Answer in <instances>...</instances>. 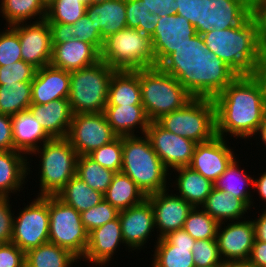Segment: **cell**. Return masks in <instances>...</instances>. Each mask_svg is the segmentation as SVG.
Instances as JSON below:
<instances>
[{
	"instance_id": "6da1fadb",
	"label": "cell",
	"mask_w": 266,
	"mask_h": 267,
	"mask_svg": "<svg viewBox=\"0 0 266 267\" xmlns=\"http://www.w3.org/2000/svg\"><path fill=\"white\" fill-rule=\"evenodd\" d=\"M159 67L173 76L193 98L214 99L237 76L213 52L202 35L186 39Z\"/></svg>"
},
{
	"instance_id": "7a4b0ae2",
	"label": "cell",
	"mask_w": 266,
	"mask_h": 267,
	"mask_svg": "<svg viewBox=\"0 0 266 267\" xmlns=\"http://www.w3.org/2000/svg\"><path fill=\"white\" fill-rule=\"evenodd\" d=\"M216 135L248 140L266 116V87L258 76L236 77L214 99Z\"/></svg>"
},
{
	"instance_id": "3957f363",
	"label": "cell",
	"mask_w": 266,
	"mask_h": 267,
	"mask_svg": "<svg viewBox=\"0 0 266 267\" xmlns=\"http://www.w3.org/2000/svg\"><path fill=\"white\" fill-rule=\"evenodd\" d=\"M206 49L223 60L239 76H258L265 54L256 36V26L249 16L241 25L202 34Z\"/></svg>"
},
{
	"instance_id": "277c9868",
	"label": "cell",
	"mask_w": 266,
	"mask_h": 267,
	"mask_svg": "<svg viewBox=\"0 0 266 267\" xmlns=\"http://www.w3.org/2000/svg\"><path fill=\"white\" fill-rule=\"evenodd\" d=\"M139 135L122 136L121 172L130 177L148 196L168 189V185L172 183L169 170L152 148L149 139L146 135Z\"/></svg>"
},
{
	"instance_id": "5b68a950",
	"label": "cell",
	"mask_w": 266,
	"mask_h": 267,
	"mask_svg": "<svg viewBox=\"0 0 266 267\" xmlns=\"http://www.w3.org/2000/svg\"><path fill=\"white\" fill-rule=\"evenodd\" d=\"M33 155L40 158L37 196H56L76 175L78 154L66 137L51 138L28 157Z\"/></svg>"
},
{
	"instance_id": "8992f818",
	"label": "cell",
	"mask_w": 266,
	"mask_h": 267,
	"mask_svg": "<svg viewBox=\"0 0 266 267\" xmlns=\"http://www.w3.org/2000/svg\"><path fill=\"white\" fill-rule=\"evenodd\" d=\"M142 105L150 121L182 108L193 97L159 66L139 70Z\"/></svg>"
},
{
	"instance_id": "52a82bcc",
	"label": "cell",
	"mask_w": 266,
	"mask_h": 267,
	"mask_svg": "<svg viewBox=\"0 0 266 267\" xmlns=\"http://www.w3.org/2000/svg\"><path fill=\"white\" fill-rule=\"evenodd\" d=\"M100 60L116 71L155 66L151 37L138 29L125 28L104 39Z\"/></svg>"
},
{
	"instance_id": "ba28073f",
	"label": "cell",
	"mask_w": 266,
	"mask_h": 267,
	"mask_svg": "<svg viewBox=\"0 0 266 267\" xmlns=\"http://www.w3.org/2000/svg\"><path fill=\"white\" fill-rule=\"evenodd\" d=\"M116 70L102 60L70 72L68 101L73 114L101 113L107 105L109 83Z\"/></svg>"
},
{
	"instance_id": "9c48e42d",
	"label": "cell",
	"mask_w": 266,
	"mask_h": 267,
	"mask_svg": "<svg viewBox=\"0 0 266 267\" xmlns=\"http://www.w3.org/2000/svg\"><path fill=\"white\" fill-rule=\"evenodd\" d=\"M156 122L165 130L203 143L216 136V108L213 99L192 98L182 108L162 115Z\"/></svg>"
},
{
	"instance_id": "30bf717a",
	"label": "cell",
	"mask_w": 266,
	"mask_h": 267,
	"mask_svg": "<svg viewBox=\"0 0 266 267\" xmlns=\"http://www.w3.org/2000/svg\"><path fill=\"white\" fill-rule=\"evenodd\" d=\"M49 242L67 249L80 261L88 244L80 213L57 196H49Z\"/></svg>"
},
{
	"instance_id": "8fae6325",
	"label": "cell",
	"mask_w": 266,
	"mask_h": 267,
	"mask_svg": "<svg viewBox=\"0 0 266 267\" xmlns=\"http://www.w3.org/2000/svg\"><path fill=\"white\" fill-rule=\"evenodd\" d=\"M13 219L11 243L25 253L49 242V196H35Z\"/></svg>"
},
{
	"instance_id": "7c38bea8",
	"label": "cell",
	"mask_w": 266,
	"mask_h": 267,
	"mask_svg": "<svg viewBox=\"0 0 266 267\" xmlns=\"http://www.w3.org/2000/svg\"><path fill=\"white\" fill-rule=\"evenodd\" d=\"M117 137L118 135L108 124L104 112H101L73 114L66 138L78 156H81L89 155Z\"/></svg>"
},
{
	"instance_id": "4fadbf2b",
	"label": "cell",
	"mask_w": 266,
	"mask_h": 267,
	"mask_svg": "<svg viewBox=\"0 0 266 267\" xmlns=\"http://www.w3.org/2000/svg\"><path fill=\"white\" fill-rule=\"evenodd\" d=\"M17 33L24 62L35 68L50 65L56 31L46 19L11 26Z\"/></svg>"
},
{
	"instance_id": "5bb4252c",
	"label": "cell",
	"mask_w": 266,
	"mask_h": 267,
	"mask_svg": "<svg viewBox=\"0 0 266 267\" xmlns=\"http://www.w3.org/2000/svg\"><path fill=\"white\" fill-rule=\"evenodd\" d=\"M249 219L250 217H247L242 220L219 223L216 240L223 263L247 262L255 241L254 224L252 218Z\"/></svg>"
},
{
	"instance_id": "9a60e30c",
	"label": "cell",
	"mask_w": 266,
	"mask_h": 267,
	"mask_svg": "<svg viewBox=\"0 0 266 267\" xmlns=\"http://www.w3.org/2000/svg\"><path fill=\"white\" fill-rule=\"evenodd\" d=\"M145 135L169 171L190 165L197 143L165 130L156 121L150 122Z\"/></svg>"
},
{
	"instance_id": "2e32d148",
	"label": "cell",
	"mask_w": 266,
	"mask_h": 267,
	"mask_svg": "<svg viewBox=\"0 0 266 267\" xmlns=\"http://www.w3.org/2000/svg\"><path fill=\"white\" fill-rule=\"evenodd\" d=\"M122 236L128 252L141 251L147 248L155 229L154 211L151 202L146 198L140 204L119 212ZM148 241V242H147Z\"/></svg>"
},
{
	"instance_id": "e0dca14e",
	"label": "cell",
	"mask_w": 266,
	"mask_h": 267,
	"mask_svg": "<svg viewBox=\"0 0 266 267\" xmlns=\"http://www.w3.org/2000/svg\"><path fill=\"white\" fill-rule=\"evenodd\" d=\"M197 34L195 27L180 15H165L158 20L151 36L155 66H159L182 43Z\"/></svg>"
},
{
	"instance_id": "ac0fdd59",
	"label": "cell",
	"mask_w": 266,
	"mask_h": 267,
	"mask_svg": "<svg viewBox=\"0 0 266 267\" xmlns=\"http://www.w3.org/2000/svg\"><path fill=\"white\" fill-rule=\"evenodd\" d=\"M227 140L228 137L216 135L207 142L196 144L189 167L215 183L236 157L234 147L231 149Z\"/></svg>"
},
{
	"instance_id": "d6986e66",
	"label": "cell",
	"mask_w": 266,
	"mask_h": 267,
	"mask_svg": "<svg viewBox=\"0 0 266 267\" xmlns=\"http://www.w3.org/2000/svg\"><path fill=\"white\" fill-rule=\"evenodd\" d=\"M169 189L171 188L147 196L154 211L157 240L169 232L183 229L187 215L193 208L185 199Z\"/></svg>"
},
{
	"instance_id": "ffe728a7",
	"label": "cell",
	"mask_w": 266,
	"mask_h": 267,
	"mask_svg": "<svg viewBox=\"0 0 266 267\" xmlns=\"http://www.w3.org/2000/svg\"><path fill=\"white\" fill-rule=\"evenodd\" d=\"M100 61V52L92 45L56 32L50 65L68 72L83 69Z\"/></svg>"
},
{
	"instance_id": "44dd1931",
	"label": "cell",
	"mask_w": 266,
	"mask_h": 267,
	"mask_svg": "<svg viewBox=\"0 0 266 267\" xmlns=\"http://www.w3.org/2000/svg\"><path fill=\"white\" fill-rule=\"evenodd\" d=\"M152 267H195L192 248L195 239L184 229L169 232L155 240Z\"/></svg>"
},
{
	"instance_id": "7402d4cb",
	"label": "cell",
	"mask_w": 266,
	"mask_h": 267,
	"mask_svg": "<svg viewBox=\"0 0 266 267\" xmlns=\"http://www.w3.org/2000/svg\"><path fill=\"white\" fill-rule=\"evenodd\" d=\"M250 16L243 0H202L201 35L241 25Z\"/></svg>"
},
{
	"instance_id": "603a6c76",
	"label": "cell",
	"mask_w": 266,
	"mask_h": 267,
	"mask_svg": "<svg viewBox=\"0 0 266 267\" xmlns=\"http://www.w3.org/2000/svg\"><path fill=\"white\" fill-rule=\"evenodd\" d=\"M124 244L119 216L88 233L86 252L81 259L96 267L109 266L113 255ZM99 265V266H98Z\"/></svg>"
},
{
	"instance_id": "cb8c5ba5",
	"label": "cell",
	"mask_w": 266,
	"mask_h": 267,
	"mask_svg": "<svg viewBox=\"0 0 266 267\" xmlns=\"http://www.w3.org/2000/svg\"><path fill=\"white\" fill-rule=\"evenodd\" d=\"M70 86V72L52 65L38 68L32 81L31 104L67 99Z\"/></svg>"
},
{
	"instance_id": "d4e9b609",
	"label": "cell",
	"mask_w": 266,
	"mask_h": 267,
	"mask_svg": "<svg viewBox=\"0 0 266 267\" xmlns=\"http://www.w3.org/2000/svg\"><path fill=\"white\" fill-rule=\"evenodd\" d=\"M28 160L25 154L16 150L0 151V197H11L12 193L24 189L28 175L33 172Z\"/></svg>"
},
{
	"instance_id": "484cf974",
	"label": "cell",
	"mask_w": 266,
	"mask_h": 267,
	"mask_svg": "<svg viewBox=\"0 0 266 267\" xmlns=\"http://www.w3.org/2000/svg\"><path fill=\"white\" fill-rule=\"evenodd\" d=\"M29 110L51 138L67 137L73 116L68 99L31 104Z\"/></svg>"
},
{
	"instance_id": "4316f807",
	"label": "cell",
	"mask_w": 266,
	"mask_h": 267,
	"mask_svg": "<svg viewBox=\"0 0 266 267\" xmlns=\"http://www.w3.org/2000/svg\"><path fill=\"white\" fill-rule=\"evenodd\" d=\"M11 123L14 150L27 157L51 139L30 110L12 115Z\"/></svg>"
},
{
	"instance_id": "83f0119b",
	"label": "cell",
	"mask_w": 266,
	"mask_h": 267,
	"mask_svg": "<svg viewBox=\"0 0 266 267\" xmlns=\"http://www.w3.org/2000/svg\"><path fill=\"white\" fill-rule=\"evenodd\" d=\"M173 172H175V180L171 179ZM170 181L173 184L169 187L174 186L175 194L185 199L192 207H201L214 187L213 182L189 166L171 170Z\"/></svg>"
},
{
	"instance_id": "f1b7e54d",
	"label": "cell",
	"mask_w": 266,
	"mask_h": 267,
	"mask_svg": "<svg viewBox=\"0 0 266 267\" xmlns=\"http://www.w3.org/2000/svg\"><path fill=\"white\" fill-rule=\"evenodd\" d=\"M104 114L118 136H137V133L145 135L151 122L143 105L106 106Z\"/></svg>"
},
{
	"instance_id": "f546056e",
	"label": "cell",
	"mask_w": 266,
	"mask_h": 267,
	"mask_svg": "<svg viewBox=\"0 0 266 267\" xmlns=\"http://www.w3.org/2000/svg\"><path fill=\"white\" fill-rule=\"evenodd\" d=\"M86 15L94 23L103 40L127 28L126 0H108L87 5Z\"/></svg>"
},
{
	"instance_id": "4dcf8cb0",
	"label": "cell",
	"mask_w": 266,
	"mask_h": 267,
	"mask_svg": "<svg viewBox=\"0 0 266 267\" xmlns=\"http://www.w3.org/2000/svg\"><path fill=\"white\" fill-rule=\"evenodd\" d=\"M201 208L218 223L245 219L249 216L244 214H248V210H251L243 199L236 198L233 194L216 187L212 188Z\"/></svg>"
},
{
	"instance_id": "1f68e13d",
	"label": "cell",
	"mask_w": 266,
	"mask_h": 267,
	"mask_svg": "<svg viewBox=\"0 0 266 267\" xmlns=\"http://www.w3.org/2000/svg\"><path fill=\"white\" fill-rule=\"evenodd\" d=\"M142 105L139 70L115 71L111 77L106 106Z\"/></svg>"
},
{
	"instance_id": "d6a6232c",
	"label": "cell",
	"mask_w": 266,
	"mask_h": 267,
	"mask_svg": "<svg viewBox=\"0 0 266 267\" xmlns=\"http://www.w3.org/2000/svg\"><path fill=\"white\" fill-rule=\"evenodd\" d=\"M147 196L126 174L116 172L104 193V199L119 211L140 204Z\"/></svg>"
},
{
	"instance_id": "836d02e7",
	"label": "cell",
	"mask_w": 266,
	"mask_h": 267,
	"mask_svg": "<svg viewBox=\"0 0 266 267\" xmlns=\"http://www.w3.org/2000/svg\"><path fill=\"white\" fill-rule=\"evenodd\" d=\"M239 158L235 157L227 166L225 172L216 180L214 187L226 193L233 194L236 198L243 199L251 208L254 206L252 191L248 186H253L252 175L241 169ZM247 186V187H246Z\"/></svg>"
},
{
	"instance_id": "e575fe53",
	"label": "cell",
	"mask_w": 266,
	"mask_h": 267,
	"mask_svg": "<svg viewBox=\"0 0 266 267\" xmlns=\"http://www.w3.org/2000/svg\"><path fill=\"white\" fill-rule=\"evenodd\" d=\"M0 3V15L5 18L6 26L46 19L47 4L44 0H1Z\"/></svg>"
},
{
	"instance_id": "d590c367",
	"label": "cell",
	"mask_w": 266,
	"mask_h": 267,
	"mask_svg": "<svg viewBox=\"0 0 266 267\" xmlns=\"http://www.w3.org/2000/svg\"><path fill=\"white\" fill-rule=\"evenodd\" d=\"M56 196L79 213L96 206L104 199L102 192L90 188L76 175L65 184Z\"/></svg>"
},
{
	"instance_id": "8d00e7d4",
	"label": "cell",
	"mask_w": 266,
	"mask_h": 267,
	"mask_svg": "<svg viewBox=\"0 0 266 267\" xmlns=\"http://www.w3.org/2000/svg\"><path fill=\"white\" fill-rule=\"evenodd\" d=\"M79 259L70 251L47 242L25 253V262L30 267H73Z\"/></svg>"
},
{
	"instance_id": "74e56055",
	"label": "cell",
	"mask_w": 266,
	"mask_h": 267,
	"mask_svg": "<svg viewBox=\"0 0 266 267\" xmlns=\"http://www.w3.org/2000/svg\"><path fill=\"white\" fill-rule=\"evenodd\" d=\"M87 5L83 0H50L46 20L56 32H60L79 20L86 13Z\"/></svg>"
},
{
	"instance_id": "f35d334b",
	"label": "cell",
	"mask_w": 266,
	"mask_h": 267,
	"mask_svg": "<svg viewBox=\"0 0 266 267\" xmlns=\"http://www.w3.org/2000/svg\"><path fill=\"white\" fill-rule=\"evenodd\" d=\"M32 82H15L0 85V113L14 115L29 110Z\"/></svg>"
},
{
	"instance_id": "ab89813d",
	"label": "cell",
	"mask_w": 266,
	"mask_h": 267,
	"mask_svg": "<svg viewBox=\"0 0 266 267\" xmlns=\"http://www.w3.org/2000/svg\"><path fill=\"white\" fill-rule=\"evenodd\" d=\"M115 173L113 170L99 165L89 155H81L77 158L76 176L90 188L103 194L107 191Z\"/></svg>"
},
{
	"instance_id": "60d3db41",
	"label": "cell",
	"mask_w": 266,
	"mask_h": 267,
	"mask_svg": "<svg viewBox=\"0 0 266 267\" xmlns=\"http://www.w3.org/2000/svg\"><path fill=\"white\" fill-rule=\"evenodd\" d=\"M160 17L146 8L142 0H126L127 28L138 29L143 34L152 36Z\"/></svg>"
},
{
	"instance_id": "b9f144b4",
	"label": "cell",
	"mask_w": 266,
	"mask_h": 267,
	"mask_svg": "<svg viewBox=\"0 0 266 267\" xmlns=\"http://www.w3.org/2000/svg\"><path fill=\"white\" fill-rule=\"evenodd\" d=\"M219 223L201 207H193L183 229L195 240L216 239Z\"/></svg>"
},
{
	"instance_id": "7bdbcfd3",
	"label": "cell",
	"mask_w": 266,
	"mask_h": 267,
	"mask_svg": "<svg viewBox=\"0 0 266 267\" xmlns=\"http://www.w3.org/2000/svg\"><path fill=\"white\" fill-rule=\"evenodd\" d=\"M60 32L67 38H76L92 44L99 52L102 49L104 40L86 13L74 24L67 25Z\"/></svg>"
},
{
	"instance_id": "ee69618b",
	"label": "cell",
	"mask_w": 266,
	"mask_h": 267,
	"mask_svg": "<svg viewBox=\"0 0 266 267\" xmlns=\"http://www.w3.org/2000/svg\"><path fill=\"white\" fill-rule=\"evenodd\" d=\"M122 155V136H118L112 142L97 148L89 154L99 165L114 172H121Z\"/></svg>"
},
{
	"instance_id": "f6af8a7d",
	"label": "cell",
	"mask_w": 266,
	"mask_h": 267,
	"mask_svg": "<svg viewBox=\"0 0 266 267\" xmlns=\"http://www.w3.org/2000/svg\"><path fill=\"white\" fill-rule=\"evenodd\" d=\"M119 210L113 207L105 199L96 206L91 207L80 213L82 224L87 232L101 227L107 222L116 219L119 216Z\"/></svg>"
},
{
	"instance_id": "bcb514c9",
	"label": "cell",
	"mask_w": 266,
	"mask_h": 267,
	"mask_svg": "<svg viewBox=\"0 0 266 267\" xmlns=\"http://www.w3.org/2000/svg\"><path fill=\"white\" fill-rule=\"evenodd\" d=\"M192 254L195 267H221L223 264L216 239L196 240Z\"/></svg>"
},
{
	"instance_id": "7dc6e473",
	"label": "cell",
	"mask_w": 266,
	"mask_h": 267,
	"mask_svg": "<svg viewBox=\"0 0 266 267\" xmlns=\"http://www.w3.org/2000/svg\"><path fill=\"white\" fill-rule=\"evenodd\" d=\"M22 60L18 33L11 27L0 31V67Z\"/></svg>"
},
{
	"instance_id": "c3c4849f",
	"label": "cell",
	"mask_w": 266,
	"mask_h": 267,
	"mask_svg": "<svg viewBox=\"0 0 266 267\" xmlns=\"http://www.w3.org/2000/svg\"><path fill=\"white\" fill-rule=\"evenodd\" d=\"M37 68L32 64L17 61L13 64L0 67V85L17 82H32Z\"/></svg>"
},
{
	"instance_id": "681fc988",
	"label": "cell",
	"mask_w": 266,
	"mask_h": 267,
	"mask_svg": "<svg viewBox=\"0 0 266 267\" xmlns=\"http://www.w3.org/2000/svg\"><path fill=\"white\" fill-rule=\"evenodd\" d=\"M176 14L185 17L201 35L202 0H175Z\"/></svg>"
},
{
	"instance_id": "f907efd6",
	"label": "cell",
	"mask_w": 266,
	"mask_h": 267,
	"mask_svg": "<svg viewBox=\"0 0 266 267\" xmlns=\"http://www.w3.org/2000/svg\"><path fill=\"white\" fill-rule=\"evenodd\" d=\"M10 197H0V240L10 243L13 236L14 212Z\"/></svg>"
},
{
	"instance_id": "816d5d0a",
	"label": "cell",
	"mask_w": 266,
	"mask_h": 267,
	"mask_svg": "<svg viewBox=\"0 0 266 267\" xmlns=\"http://www.w3.org/2000/svg\"><path fill=\"white\" fill-rule=\"evenodd\" d=\"M250 17L256 26L257 42L266 55V4L259 2L250 7Z\"/></svg>"
},
{
	"instance_id": "f5cc1de1",
	"label": "cell",
	"mask_w": 266,
	"mask_h": 267,
	"mask_svg": "<svg viewBox=\"0 0 266 267\" xmlns=\"http://www.w3.org/2000/svg\"><path fill=\"white\" fill-rule=\"evenodd\" d=\"M25 252L13 243H4L0 248V267H23Z\"/></svg>"
},
{
	"instance_id": "db71d44e",
	"label": "cell",
	"mask_w": 266,
	"mask_h": 267,
	"mask_svg": "<svg viewBox=\"0 0 266 267\" xmlns=\"http://www.w3.org/2000/svg\"><path fill=\"white\" fill-rule=\"evenodd\" d=\"M14 150L11 116L0 113V151Z\"/></svg>"
},
{
	"instance_id": "11a10c76",
	"label": "cell",
	"mask_w": 266,
	"mask_h": 267,
	"mask_svg": "<svg viewBox=\"0 0 266 267\" xmlns=\"http://www.w3.org/2000/svg\"><path fill=\"white\" fill-rule=\"evenodd\" d=\"M147 9L159 17L176 14L175 0H142Z\"/></svg>"
},
{
	"instance_id": "9f6ffc18",
	"label": "cell",
	"mask_w": 266,
	"mask_h": 267,
	"mask_svg": "<svg viewBox=\"0 0 266 267\" xmlns=\"http://www.w3.org/2000/svg\"><path fill=\"white\" fill-rule=\"evenodd\" d=\"M250 267H266V243L255 240L246 262Z\"/></svg>"
},
{
	"instance_id": "6f0895ef",
	"label": "cell",
	"mask_w": 266,
	"mask_h": 267,
	"mask_svg": "<svg viewBox=\"0 0 266 267\" xmlns=\"http://www.w3.org/2000/svg\"><path fill=\"white\" fill-rule=\"evenodd\" d=\"M262 213H259L258 217L252 219L255 229V240H259L266 243V210L261 209Z\"/></svg>"
},
{
	"instance_id": "680465c9",
	"label": "cell",
	"mask_w": 266,
	"mask_h": 267,
	"mask_svg": "<svg viewBox=\"0 0 266 267\" xmlns=\"http://www.w3.org/2000/svg\"><path fill=\"white\" fill-rule=\"evenodd\" d=\"M260 174H261L260 177L253 178V186L251 187V190L255 188L253 192L257 191V193L259 194V199L264 201L266 204V171L263 172V174L262 173ZM265 207L266 205H263V208Z\"/></svg>"
},
{
	"instance_id": "91938a15",
	"label": "cell",
	"mask_w": 266,
	"mask_h": 267,
	"mask_svg": "<svg viewBox=\"0 0 266 267\" xmlns=\"http://www.w3.org/2000/svg\"><path fill=\"white\" fill-rule=\"evenodd\" d=\"M255 136L256 137H253V138L257 139V137H258L259 140L261 139V141H262L261 144L264 145V147L266 149V116L263 118V121L260 123L259 128H258L257 132L255 133Z\"/></svg>"
},
{
	"instance_id": "94428289",
	"label": "cell",
	"mask_w": 266,
	"mask_h": 267,
	"mask_svg": "<svg viewBox=\"0 0 266 267\" xmlns=\"http://www.w3.org/2000/svg\"><path fill=\"white\" fill-rule=\"evenodd\" d=\"M259 76L264 81V84H265V87H266V55L264 56L262 64L260 65Z\"/></svg>"
},
{
	"instance_id": "6125c7cd",
	"label": "cell",
	"mask_w": 266,
	"mask_h": 267,
	"mask_svg": "<svg viewBox=\"0 0 266 267\" xmlns=\"http://www.w3.org/2000/svg\"><path fill=\"white\" fill-rule=\"evenodd\" d=\"M221 267H250L247 263H223Z\"/></svg>"
},
{
	"instance_id": "be15d7a7",
	"label": "cell",
	"mask_w": 266,
	"mask_h": 267,
	"mask_svg": "<svg viewBox=\"0 0 266 267\" xmlns=\"http://www.w3.org/2000/svg\"><path fill=\"white\" fill-rule=\"evenodd\" d=\"M249 7L253 6L256 3L263 2L264 0H243Z\"/></svg>"
},
{
	"instance_id": "e7e4bbea",
	"label": "cell",
	"mask_w": 266,
	"mask_h": 267,
	"mask_svg": "<svg viewBox=\"0 0 266 267\" xmlns=\"http://www.w3.org/2000/svg\"><path fill=\"white\" fill-rule=\"evenodd\" d=\"M108 0H88V5L96 4V3H102Z\"/></svg>"
},
{
	"instance_id": "03108f58",
	"label": "cell",
	"mask_w": 266,
	"mask_h": 267,
	"mask_svg": "<svg viewBox=\"0 0 266 267\" xmlns=\"http://www.w3.org/2000/svg\"><path fill=\"white\" fill-rule=\"evenodd\" d=\"M4 244V242L2 240H0V248L1 246Z\"/></svg>"
},
{
	"instance_id": "003e7915",
	"label": "cell",
	"mask_w": 266,
	"mask_h": 267,
	"mask_svg": "<svg viewBox=\"0 0 266 267\" xmlns=\"http://www.w3.org/2000/svg\"><path fill=\"white\" fill-rule=\"evenodd\" d=\"M23 267H30V266L25 262Z\"/></svg>"
}]
</instances>
